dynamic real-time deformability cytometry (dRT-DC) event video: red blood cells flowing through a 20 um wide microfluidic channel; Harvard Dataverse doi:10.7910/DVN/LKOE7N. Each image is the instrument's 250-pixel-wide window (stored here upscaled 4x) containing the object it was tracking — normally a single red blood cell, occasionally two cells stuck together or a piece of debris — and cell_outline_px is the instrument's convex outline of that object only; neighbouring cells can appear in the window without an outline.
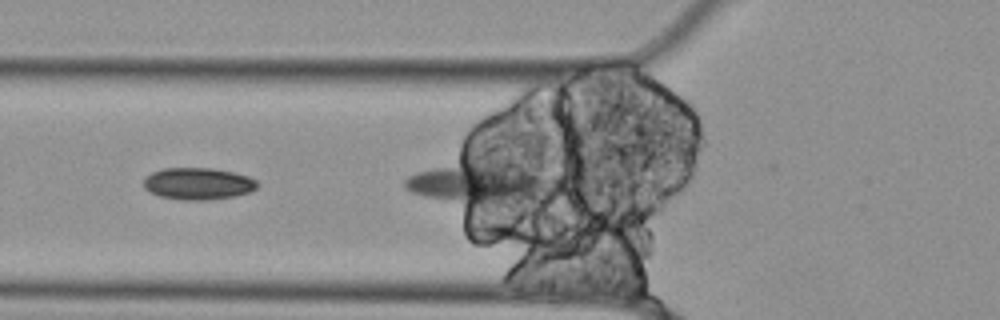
{"species": "Egyptian fruit bat (a non-hibernating species)", "species_latin": "Rousettus aegyptiacus", "temperature_condition": "cold", "stored_images_in_passage": 4, "camera_frame_rate_fps": 3000, "um_per_image_px": 0.085, "animal": {"sex": "female"}, "frame": {"image": 1, "passage_image": 3, "time_ms": 0.667, "image_size_px": [1000, 320], "cell_outline_px": [[260, 184], [252, 192], [232, 196], [208, 200], [184, 200], [160, 196], [144, 188], [144, 176], [152, 172], [164, 168], [212, 168], [232, 172], [248, 176], [256, 180]], "centroid_in_image_um": [16.85, 15.6], "position_along_channel_um": 109.0, "area_um2": 21.15}}